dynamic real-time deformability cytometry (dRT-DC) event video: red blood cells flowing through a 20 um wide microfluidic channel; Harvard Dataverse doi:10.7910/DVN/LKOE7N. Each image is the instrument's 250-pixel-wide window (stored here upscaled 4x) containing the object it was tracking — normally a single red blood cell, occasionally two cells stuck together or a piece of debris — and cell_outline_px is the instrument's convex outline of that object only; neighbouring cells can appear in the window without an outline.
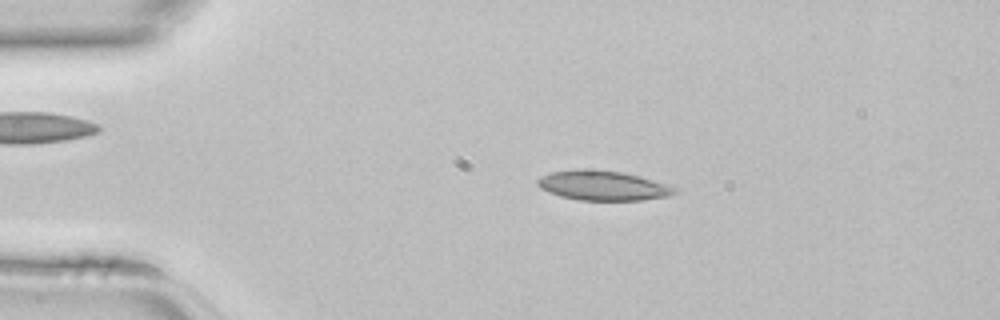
{"species": "common noctule bat (a hibernating species)", "species_latin": "Nyctalus noctula", "temperature_condition": "room temperature", "stored_images_in_passage": 35, "camera_frame_rate_fps": 3000, "um_per_image_px": 0.085, "animal": {"sex": "female", "body_mass_g": 22.7, "forearm_length_mm": 54.2}, "frame": {"image": 1, "passage_image": 5, "time_ms": 1.333, "image_size_px": [1000, 320], "cell_outline_px": [[676, 192], [668, 196], [640, 200], [580, 200], [560, 196], [548, 192], [540, 188], [536, 184], [536, 180], [540, 176], [552, 172], [576, 168], [592, 168], [624, 172], [672, 184], [676, 188]], "centroid_in_image_um": [51.24, 15.75], "position_along_channel_um": 33.8, "area_um2": 24.22}}
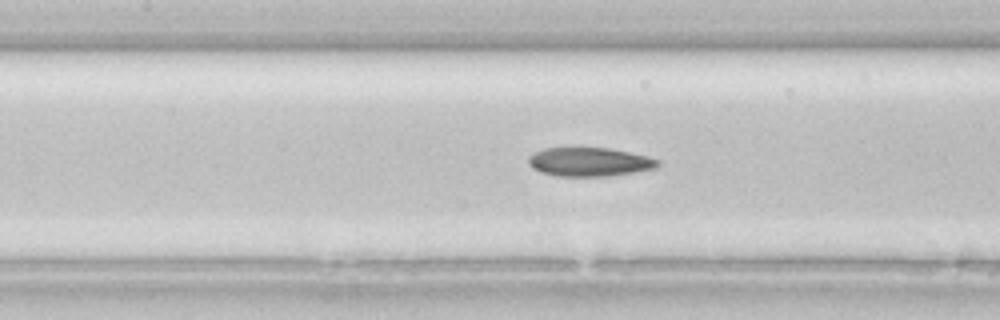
{"frame": {"image": 2, "passage_image": 16, "time_ms": 5.0, "image_size_px": [1000, 320], "cell_outline_px": [[660, 164], [656, 168], [608, 176], [556, 176], [540, 172], [532, 168], [528, 164], [528, 156], [544, 148], [608, 148], [648, 156], [660, 160]], "centroid_in_image_um": [50.08, 13.76], "position_along_channel_um": 157.3, "area_um2": 21.68}}
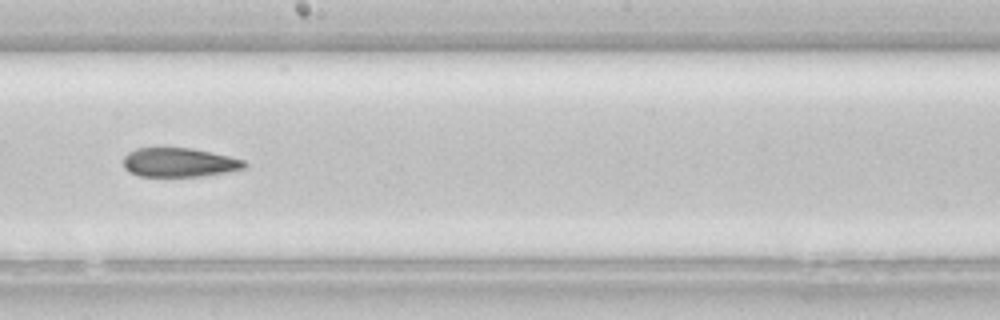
{"frame": {"image": 3, "passage_image": 21, "time_ms": 6.667, "image_size_px": [1000, 320], "cell_outline_px": [[248, 164], [244, 168], [228, 172], [200, 176], [140, 176], [128, 172], [124, 168], [124, 156], [128, 152], [136, 148], [192, 148], [228, 156], [244, 160]], "centroid_in_image_um": [15.22, 13.81], "position_along_channel_um": 233.0, "area_um2": 20.46}}